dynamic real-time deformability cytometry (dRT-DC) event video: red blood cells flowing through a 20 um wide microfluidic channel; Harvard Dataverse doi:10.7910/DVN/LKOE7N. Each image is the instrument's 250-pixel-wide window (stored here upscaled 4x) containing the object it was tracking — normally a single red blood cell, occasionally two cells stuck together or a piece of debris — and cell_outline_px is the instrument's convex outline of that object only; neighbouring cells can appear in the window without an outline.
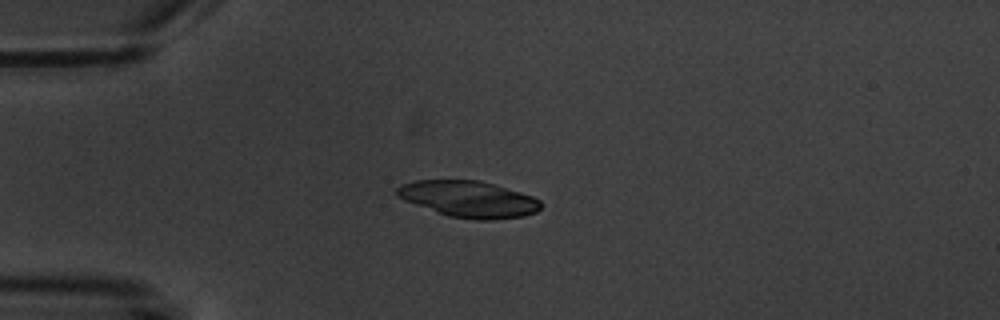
{"species": "common noctule bat (a hibernating species)", "species_latin": "Nyctalus noctula", "temperature_condition": "warm", "stored_images_in_passage": 7, "camera_frame_rate_fps": 3000, "um_per_image_px": 0.085, "animal": {"sex": "male", "body_mass_g": 20.1, "forearm_length_mm": 53.5}, "frame": {"image": 1, "passage_image": 3, "time_ms": 2.333, "image_size_px": [1000, 320], "cell_outline_px": [[544, 204], [536, 212], [524, 216], [492, 220], [476, 220], [448, 216], [436, 212], [404, 200], [396, 196], [396, 188], [400, 184], [416, 180], [480, 180], [520, 192], [532, 196], [540, 200]], "centroid_in_image_um": [39.84, 16.92], "position_along_channel_um": 45.2, "area_um2": 30.63}}